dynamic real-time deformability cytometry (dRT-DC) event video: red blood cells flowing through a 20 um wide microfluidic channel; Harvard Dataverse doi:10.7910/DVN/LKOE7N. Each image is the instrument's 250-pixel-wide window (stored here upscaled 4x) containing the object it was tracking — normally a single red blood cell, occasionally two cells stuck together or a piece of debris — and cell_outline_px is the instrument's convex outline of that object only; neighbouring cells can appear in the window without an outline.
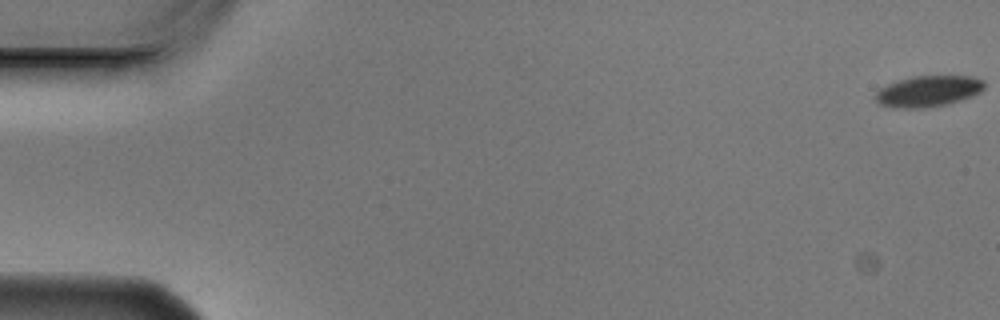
{"species": "Egyptian fruit bat (a non-hibernating species)", "species_latin": "Rousettus aegyptiacus", "temperature_condition": "cold", "stored_images_in_passage": 6, "camera_frame_rate_fps": 3000, "um_per_image_px": 0.085, "animal": {"sex": "male"}, "frame": {"image": 1, "passage_image": 1, "time_ms": 0.0, "image_size_px": [1000, 320], "cell_outline_px": [[984, 88], [980, 92], [972, 96], [960, 100], [944, 104], [924, 108], [892, 108], [880, 104], [876, 100], [876, 92], [880, 88], [888, 84], [912, 76], [972, 76], [984, 80]], "centroid_in_image_um": [78.9, 7.75], "position_along_channel_um": 6.1, "area_um2": 19.59}}
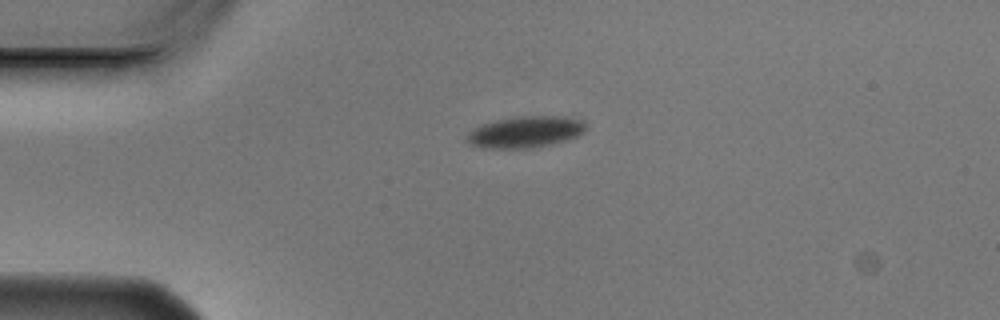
{"frame": {"image": 2, "passage_image": 4, "time_ms": 1.0, "image_size_px": [1000, 320], "cell_outline_px": [[584, 128], [576, 136], [568, 140], [532, 148], [484, 148], [472, 144], [464, 140], [468, 132], [472, 128], [480, 124], [496, 120], [516, 116], [560, 116], [584, 120]], "centroid_in_image_um": [44.59, 11.21], "position_along_channel_um": 40.4, "area_um2": 21.79}}
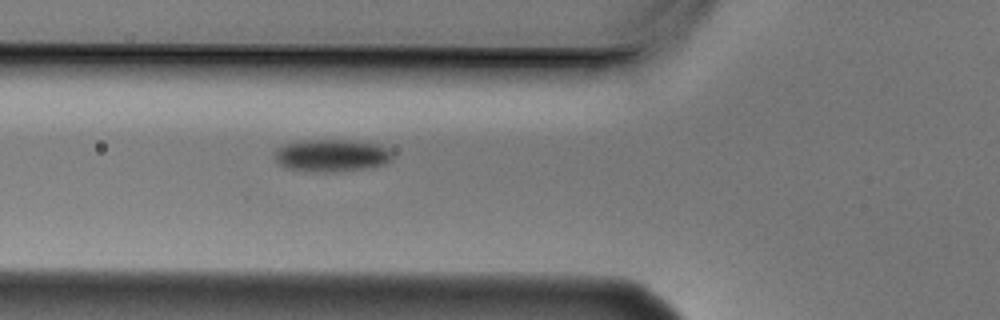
{"frame": {"image": 3, "passage_image": 6, "time_ms": 1.667, "image_size_px": [1000, 320], "cell_outline_px": [[392, 160], [384, 164], [364, 168], [324, 172], [288, 168], [280, 164], [276, 160], [276, 152], [280, 148], [288, 144], [300, 140], [344, 140], [380, 144], [392, 152]], "centroid_in_image_um": [28.24, 13.2], "position_along_channel_um": 97.6, "area_um2": 21.62}}